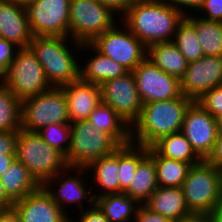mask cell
Masks as SVG:
<instances>
[{
  "instance_id": "obj_1",
  "label": "cell",
  "mask_w": 222,
  "mask_h": 222,
  "mask_svg": "<svg viewBox=\"0 0 222 222\" xmlns=\"http://www.w3.org/2000/svg\"><path fill=\"white\" fill-rule=\"evenodd\" d=\"M185 16L164 0H137L120 21L148 48L173 41Z\"/></svg>"
},
{
  "instance_id": "obj_2",
  "label": "cell",
  "mask_w": 222,
  "mask_h": 222,
  "mask_svg": "<svg viewBox=\"0 0 222 222\" xmlns=\"http://www.w3.org/2000/svg\"><path fill=\"white\" fill-rule=\"evenodd\" d=\"M81 46L82 43L69 37L33 36L29 47L43 67L50 86L62 87L80 79Z\"/></svg>"
},
{
  "instance_id": "obj_3",
  "label": "cell",
  "mask_w": 222,
  "mask_h": 222,
  "mask_svg": "<svg viewBox=\"0 0 222 222\" xmlns=\"http://www.w3.org/2000/svg\"><path fill=\"white\" fill-rule=\"evenodd\" d=\"M192 102L182 95L172 100L144 103L139 119L131 127V142L150 147L159 138L180 132Z\"/></svg>"
},
{
  "instance_id": "obj_4",
  "label": "cell",
  "mask_w": 222,
  "mask_h": 222,
  "mask_svg": "<svg viewBox=\"0 0 222 222\" xmlns=\"http://www.w3.org/2000/svg\"><path fill=\"white\" fill-rule=\"evenodd\" d=\"M16 159L40 186L68 167L63 153L45 143L37 132L23 129L17 134Z\"/></svg>"
},
{
  "instance_id": "obj_5",
  "label": "cell",
  "mask_w": 222,
  "mask_h": 222,
  "mask_svg": "<svg viewBox=\"0 0 222 222\" xmlns=\"http://www.w3.org/2000/svg\"><path fill=\"white\" fill-rule=\"evenodd\" d=\"M181 188L192 214H212L222 204V170L202 160L189 168Z\"/></svg>"
},
{
  "instance_id": "obj_6",
  "label": "cell",
  "mask_w": 222,
  "mask_h": 222,
  "mask_svg": "<svg viewBox=\"0 0 222 222\" xmlns=\"http://www.w3.org/2000/svg\"><path fill=\"white\" fill-rule=\"evenodd\" d=\"M121 145L107 132L97 131L88 120L71 123V144L66 156L70 167H87L113 154Z\"/></svg>"
},
{
  "instance_id": "obj_7",
  "label": "cell",
  "mask_w": 222,
  "mask_h": 222,
  "mask_svg": "<svg viewBox=\"0 0 222 222\" xmlns=\"http://www.w3.org/2000/svg\"><path fill=\"white\" fill-rule=\"evenodd\" d=\"M87 177L89 178V175L85 167L68 166L65 170L49 179L43 186L51 194L53 200L62 211L69 218H72L74 212L77 213V211H75L76 207L79 210L78 212H80L85 208L91 207L95 202L92 187H90V179L88 180ZM84 201L86 204L88 202L89 205L87 207H84ZM68 209H70V211Z\"/></svg>"
},
{
  "instance_id": "obj_8",
  "label": "cell",
  "mask_w": 222,
  "mask_h": 222,
  "mask_svg": "<svg viewBox=\"0 0 222 222\" xmlns=\"http://www.w3.org/2000/svg\"><path fill=\"white\" fill-rule=\"evenodd\" d=\"M52 124H71L62 87H51L21 101V129L37 132Z\"/></svg>"
},
{
  "instance_id": "obj_9",
  "label": "cell",
  "mask_w": 222,
  "mask_h": 222,
  "mask_svg": "<svg viewBox=\"0 0 222 222\" xmlns=\"http://www.w3.org/2000/svg\"><path fill=\"white\" fill-rule=\"evenodd\" d=\"M118 19L120 17L98 0H71L69 38L79 43H91L119 22Z\"/></svg>"
},
{
  "instance_id": "obj_10",
  "label": "cell",
  "mask_w": 222,
  "mask_h": 222,
  "mask_svg": "<svg viewBox=\"0 0 222 222\" xmlns=\"http://www.w3.org/2000/svg\"><path fill=\"white\" fill-rule=\"evenodd\" d=\"M19 101L50 89L43 67L30 47L18 48L7 76L1 81Z\"/></svg>"
},
{
  "instance_id": "obj_11",
  "label": "cell",
  "mask_w": 222,
  "mask_h": 222,
  "mask_svg": "<svg viewBox=\"0 0 222 222\" xmlns=\"http://www.w3.org/2000/svg\"><path fill=\"white\" fill-rule=\"evenodd\" d=\"M119 25V26H118ZM91 44L103 55L124 66L128 71L147 58V47L120 21Z\"/></svg>"
},
{
  "instance_id": "obj_12",
  "label": "cell",
  "mask_w": 222,
  "mask_h": 222,
  "mask_svg": "<svg viewBox=\"0 0 222 222\" xmlns=\"http://www.w3.org/2000/svg\"><path fill=\"white\" fill-rule=\"evenodd\" d=\"M71 0H30L26 5L33 36L69 37Z\"/></svg>"
},
{
  "instance_id": "obj_13",
  "label": "cell",
  "mask_w": 222,
  "mask_h": 222,
  "mask_svg": "<svg viewBox=\"0 0 222 222\" xmlns=\"http://www.w3.org/2000/svg\"><path fill=\"white\" fill-rule=\"evenodd\" d=\"M101 102L109 105L132 127L139 119L143 107L132 71L102 83Z\"/></svg>"
},
{
  "instance_id": "obj_14",
  "label": "cell",
  "mask_w": 222,
  "mask_h": 222,
  "mask_svg": "<svg viewBox=\"0 0 222 222\" xmlns=\"http://www.w3.org/2000/svg\"><path fill=\"white\" fill-rule=\"evenodd\" d=\"M132 72L143 104L172 100L183 95L180 79L165 73L148 58L138 64Z\"/></svg>"
},
{
  "instance_id": "obj_15",
  "label": "cell",
  "mask_w": 222,
  "mask_h": 222,
  "mask_svg": "<svg viewBox=\"0 0 222 222\" xmlns=\"http://www.w3.org/2000/svg\"><path fill=\"white\" fill-rule=\"evenodd\" d=\"M181 132L196 155L206 160L219 133L218 122L199 103L193 101L186 110Z\"/></svg>"
},
{
  "instance_id": "obj_16",
  "label": "cell",
  "mask_w": 222,
  "mask_h": 222,
  "mask_svg": "<svg viewBox=\"0 0 222 222\" xmlns=\"http://www.w3.org/2000/svg\"><path fill=\"white\" fill-rule=\"evenodd\" d=\"M180 83L182 94L193 101L210 89L222 86V56H203L188 63Z\"/></svg>"
},
{
  "instance_id": "obj_17",
  "label": "cell",
  "mask_w": 222,
  "mask_h": 222,
  "mask_svg": "<svg viewBox=\"0 0 222 222\" xmlns=\"http://www.w3.org/2000/svg\"><path fill=\"white\" fill-rule=\"evenodd\" d=\"M12 209L21 222H70V218L55 203L44 186H39L23 199L15 201Z\"/></svg>"
},
{
  "instance_id": "obj_18",
  "label": "cell",
  "mask_w": 222,
  "mask_h": 222,
  "mask_svg": "<svg viewBox=\"0 0 222 222\" xmlns=\"http://www.w3.org/2000/svg\"><path fill=\"white\" fill-rule=\"evenodd\" d=\"M0 37L18 48L30 46L33 35L25 5L0 0Z\"/></svg>"
},
{
  "instance_id": "obj_19",
  "label": "cell",
  "mask_w": 222,
  "mask_h": 222,
  "mask_svg": "<svg viewBox=\"0 0 222 222\" xmlns=\"http://www.w3.org/2000/svg\"><path fill=\"white\" fill-rule=\"evenodd\" d=\"M66 96L70 123L87 120L89 114L101 103L100 86L81 79L62 86Z\"/></svg>"
},
{
  "instance_id": "obj_20",
  "label": "cell",
  "mask_w": 222,
  "mask_h": 222,
  "mask_svg": "<svg viewBox=\"0 0 222 222\" xmlns=\"http://www.w3.org/2000/svg\"><path fill=\"white\" fill-rule=\"evenodd\" d=\"M80 51V79L84 82L101 85L107 80L118 78L128 72L124 66L100 53L91 43H82ZM88 51H91L90 55ZM83 52L88 54L85 55L86 60L82 59ZM82 60H85L84 64Z\"/></svg>"
},
{
  "instance_id": "obj_21",
  "label": "cell",
  "mask_w": 222,
  "mask_h": 222,
  "mask_svg": "<svg viewBox=\"0 0 222 222\" xmlns=\"http://www.w3.org/2000/svg\"><path fill=\"white\" fill-rule=\"evenodd\" d=\"M86 169L94 199L105 194L119 193L118 149L113 154L92 161ZM94 186L99 191H95Z\"/></svg>"
},
{
  "instance_id": "obj_22",
  "label": "cell",
  "mask_w": 222,
  "mask_h": 222,
  "mask_svg": "<svg viewBox=\"0 0 222 222\" xmlns=\"http://www.w3.org/2000/svg\"><path fill=\"white\" fill-rule=\"evenodd\" d=\"M150 210L179 222L193 214L187 208L181 187H160L144 203Z\"/></svg>"
},
{
  "instance_id": "obj_23",
  "label": "cell",
  "mask_w": 222,
  "mask_h": 222,
  "mask_svg": "<svg viewBox=\"0 0 222 222\" xmlns=\"http://www.w3.org/2000/svg\"><path fill=\"white\" fill-rule=\"evenodd\" d=\"M87 120L97 131L109 133L120 145L131 142V127L109 105L101 102Z\"/></svg>"
},
{
  "instance_id": "obj_24",
  "label": "cell",
  "mask_w": 222,
  "mask_h": 222,
  "mask_svg": "<svg viewBox=\"0 0 222 222\" xmlns=\"http://www.w3.org/2000/svg\"><path fill=\"white\" fill-rule=\"evenodd\" d=\"M147 58L165 73L179 79L184 76L188 67V61L172 41L149 46Z\"/></svg>"
},
{
  "instance_id": "obj_25",
  "label": "cell",
  "mask_w": 222,
  "mask_h": 222,
  "mask_svg": "<svg viewBox=\"0 0 222 222\" xmlns=\"http://www.w3.org/2000/svg\"><path fill=\"white\" fill-rule=\"evenodd\" d=\"M0 182L4 186L6 195L13 202L23 199L40 186L17 159L0 175Z\"/></svg>"
},
{
  "instance_id": "obj_26",
  "label": "cell",
  "mask_w": 222,
  "mask_h": 222,
  "mask_svg": "<svg viewBox=\"0 0 222 222\" xmlns=\"http://www.w3.org/2000/svg\"><path fill=\"white\" fill-rule=\"evenodd\" d=\"M110 222H134L140 204L126 193L105 194L94 202Z\"/></svg>"
},
{
  "instance_id": "obj_27",
  "label": "cell",
  "mask_w": 222,
  "mask_h": 222,
  "mask_svg": "<svg viewBox=\"0 0 222 222\" xmlns=\"http://www.w3.org/2000/svg\"><path fill=\"white\" fill-rule=\"evenodd\" d=\"M158 188L154 159L148 154L136 169L129 188L124 192L139 204H144Z\"/></svg>"
},
{
  "instance_id": "obj_28",
  "label": "cell",
  "mask_w": 222,
  "mask_h": 222,
  "mask_svg": "<svg viewBox=\"0 0 222 222\" xmlns=\"http://www.w3.org/2000/svg\"><path fill=\"white\" fill-rule=\"evenodd\" d=\"M151 147L162 157L189 163L191 166L202 161L181 131L159 138Z\"/></svg>"
},
{
  "instance_id": "obj_29",
  "label": "cell",
  "mask_w": 222,
  "mask_h": 222,
  "mask_svg": "<svg viewBox=\"0 0 222 222\" xmlns=\"http://www.w3.org/2000/svg\"><path fill=\"white\" fill-rule=\"evenodd\" d=\"M195 27L204 56H222V22L208 21L196 14L185 16Z\"/></svg>"
},
{
  "instance_id": "obj_30",
  "label": "cell",
  "mask_w": 222,
  "mask_h": 222,
  "mask_svg": "<svg viewBox=\"0 0 222 222\" xmlns=\"http://www.w3.org/2000/svg\"><path fill=\"white\" fill-rule=\"evenodd\" d=\"M147 155L148 147L132 142L118 148L119 193H124L129 188L138 164Z\"/></svg>"
},
{
  "instance_id": "obj_31",
  "label": "cell",
  "mask_w": 222,
  "mask_h": 222,
  "mask_svg": "<svg viewBox=\"0 0 222 222\" xmlns=\"http://www.w3.org/2000/svg\"><path fill=\"white\" fill-rule=\"evenodd\" d=\"M148 154L154 159L156 165L158 186L182 187L191 167L189 163L162 157L151 146L148 147Z\"/></svg>"
},
{
  "instance_id": "obj_32",
  "label": "cell",
  "mask_w": 222,
  "mask_h": 222,
  "mask_svg": "<svg viewBox=\"0 0 222 222\" xmlns=\"http://www.w3.org/2000/svg\"><path fill=\"white\" fill-rule=\"evenodd\" d=\"M21 129V101L0 81V132Z\"/></svg>"
},
{
  "instance_id": "obj_33",
  "label": "cell",
  "mask_w": 222,
  "mask_h": 222,
  "mask_svg": "<svg viewBox=\"0 0 222 222\" xmlns=\"http://www.w3.org/2000/svg\"><path fill=\"white\" fill-rule=\"evenodd\" d=\"M172 42L188 63L195 62L204 56L195 27L186 18L178 25Z\"/></svg>"
},
{
  "instance_id": "obj_34",
  "label": "cell",
  "mask_w": 222,
  "mask_h": 222,
  "mask_svg": "<svg viewBox=\"0 0 222 222\" xmlns=\"http://www.w3.org/2000/svg\"><path fill=\"white\" fill-rule=\"evenodd\" d=\"M37 133L45 143L67 156L71 144V124H52Z\"/></svg>"
},
{
  "instance_id": "obj_35",
  "label": "cell",
  "mask_w": 222,
  "mask_h": 222,
  "mask_svg": "<svg viewBox=\"0 0 222 222\" xmlns=\"http://www.w3.org/2000/svg\"><path fill=\"white\" fill-rule=\"evenodd\" d=\"M196 102L217 119L222 115V86L210 89L196 100Z\"/></svg>"
},
{
  "instance_id": "obj_36",
  "label": "cell",
  "mask_w": 222,
  "mask_h": 222,
  "mask_svg": "<svg viewBox=\"0 0 222 222\" xmlns=\"http://www.w3.org/2000/svg\"><path fill=\"white\" fill-rule=\"evenodd\" d=\"M18 47L0 37V81H2L8 73L10 63L14 59V55Z\"/></svg>"
},
{
  "instance_id": "obj_37",
  "label": "cell",
  "mask_w": 222,
  "mask_h": 222,
  "mask_svg": "<svg viewBox=\"0 0 222 222\" xmlns=\"http://www.w3.org/2000/svg\"><path fill=\"white\" fill-rule=\"evenodd\" d=\"M197 16L208 21L222 22V0H205Z\"/></svg>"
},
{
  "instance_id": "obj_38",
  "label": "cell",
  "mask_w": 222,
  "mask_h": 222,
  "mask_svg": "<svg viewBox=\"0 0 222 222\" xmlns=\"http://www.w3.org/2000/svg\"><path fill=\"white\" fill-rule=\"evenodd\" d=\"M74 214L75 216L70 218V222H110L95 203Z\"/></svg>"
},
{
  "instance_id": "obj_39",
  "label": "cell",
  "mask_w": 222,
  "mask_h": 222,
  "mask_svg": "<svg viewBox=\"0 0 222 222\" xmlns=\"http://www.w3.org/2000/svg\"><path fill=\"white\" fill-rule=\"evenodd\" d=\"M179 10L184 16L196 14L205 0H164ZM194 13H193V12ZM196 12V13H195Z\"/></svg>"
},
{
  "instance_id": "obj_40",
  "label": "cell",
  "mask_w": 222,
  "mask_h": 222,
  "mask_svg": "<svg viewBox=\"0 0 222 222\" xmlns=\"http://www.w3.org/2000/svg\"><path fill=\"white\" fill-rule=\"evenodd\" d=\"M18 131L0 132V155H16Z\"/></svg>"
},
{
  "instance_id": "obj_41",
  "label": "cell",
  "mask_w": 222,
  "mask_h": 222,
  "mask_svg": "<svg viewBox=\"0 0 222 222\" xmlns=\"http://www.w3.org/2000/svg\"><path fill=\"white\" fill-rule=\"evenodd\" d=\"M134 222H175V221L150 210L144 204H140Z\"/></svg>"
},
{
  "instance_id": "obj_42",
  "label": "cell",
  "mask_w": 222,
  "mask_h": 222,
  "mask_svg": "<svg viewBox=\"0 0 222 222\" xmlns=\"http://www.w3.org/2000/svg\"><path fill=\"white\" fill-rule=\"evenodd\" d=\"M111 9L118 17H122L137 0H98ZM119 14V15H118Z\"/></svg>"
},
{
  "instance_id": "obj_43",
  "label": "cell",
  "mask_w": 222,
  "mask_h": 222,
  "mask_svg": "<svg viewBox=\"0 0 222 222\" xmlns=\"http://www.w3.org/2000/svg\"><path fill=\"white\" fill-rule=\"evenodd\" d=\"M205 161L222 170V132L218 133L212 152Z\"/></svg>"
},
{
  "instance_id": "obj_44",
  "label": "cell",
  "mask_w": 222,
  "mask_h": 222,
  "mask_svg": "<svg viewBox=\"0 0 222 222\" xmlns=\"http://www.w3.org/2000/svg\"><path fill=\"white\" fill-rule=\"evenodd\" d=\"M13 201L6 195L4 186L0 182V211L12 209Z\"/></svg>"
},
{
  "instance_id": "obj_45",
  "label": "cell",
  "mask_w": 222,
  "mask_h": 222,
  "mask_svg": "<svg viewBox=\"0 0 222 222\" xmlns=\"http://www.w3.org/2000/svg\"><path fill=\"white\" fill-rule=\"evenodd\" d=\"M0 222H21L19 216L13 209L0 211Z\"/></svg>"
},
{
  "instance_id": "obj_46",
  "label": "cell",
  "mask_w": 222,
  "mask_h": 222,
  "mask_svg": "<svg viewBox=\"0 0 222 222\" xmlns=\"http://www.w3.org/2000/svg\"><path fill=\"white\" fill-rule=\"evenodd\" d=\"M16 155H0V175L15 161Z\"/></svg>"
},
{
  "instance_id": "obj_47",
  "label": "cell",
  "mask_w": 222,
  "mask_h": 222,
  "mask_svg": "<svg viewBox=\"0 0 222 222\" xmlns=\"http://www.w3.org/2000/svg\"><path fill=\"white\" fill-rule=\"evenodd\" d=\"M179 222H207V214L206 215H195L193 214L192 216L183 219Z\"/></svg>"
},
{
  "instance_id": "obj_48",
  "label": "cell",
  "mask_w": 222,
  "mask_h": 222,
  "mask_svg": "<svg viewBox=\"0 0 222 222\" xmlns=\"http://www.w3.org/2000/svg\"><path fill=\"white\" fill-rule=\"evenodd\" d=\"M220 222H222V204L212 213Z\"/></svg>"
},
{
  "instance_id": "obj_49",
  "label": "cell",
  "mask_w": 222,
  "mask_h": 222,
  "mask_svg": "<svg viewBox=\"0 0 222 222\" xmlns=\"http://www.w3.org/2000/svg\"><path fill=\"white\" fill-rule=\"evenodd\" d=\"M6 2H15L18 4L26 5L30 0H1Z\"/></svg>"
},
{
  "instance_id": "obj_50",
  "label": "cell",
  "mask_w": 222,
  "mask_h": 222,
  "mask_svg": "<svg viewBox=\"0 0 222 222\" xmlns=\"http://www.w3.org/2000/svg\"><path fill=\"white\" fill-rule=\"evenodd\" d=\"M207 222H220L213 214H207Z\"/></svg>"
},
{
  "instance_id": "obj_51",
  "label": "cell",
  "mask_w": 222,
  "mask_h": 222,
  "mask_svg": "<svg viewBox=\"0 0 222 222\" xmlns=\"http://www.w3.org/2000/svg\"><path fill=\"white\" fill-rule=\"evenodd\" d=\"M217 122H218V130L219 132H222V115L217 118Z\"/></svg>"
}]
</instances>
